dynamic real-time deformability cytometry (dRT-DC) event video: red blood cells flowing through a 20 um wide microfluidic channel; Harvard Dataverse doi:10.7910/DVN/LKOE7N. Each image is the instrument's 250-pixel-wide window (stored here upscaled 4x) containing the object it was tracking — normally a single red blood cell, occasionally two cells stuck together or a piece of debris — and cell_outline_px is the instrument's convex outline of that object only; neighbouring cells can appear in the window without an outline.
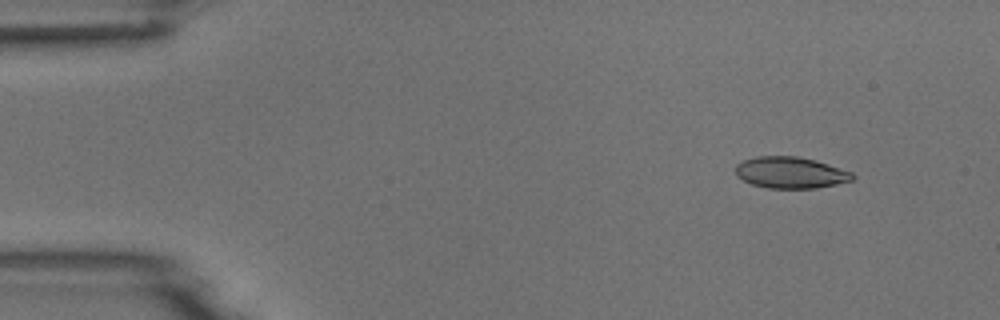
{"species": "common noctule bat (a hibernating species)", "species_latin": "Nyctalus noctula", "temperature_condition": "room temperature", "stored_images_in_passage": 5, "camera_frame_rate_fps": 3000, "um_per_image_px": 0.085, "animal": {"sex": "male", "body_mass_g": 18.8}, "frame": {"image": 1, "passage_image": 2, "time_ms": 1.333, "image_size_px": [1000, 320], "cell_outline_px": [[856, 176], [852, 180], [836, 184], [816, 188], [768, 188], [752, 184], [736, 176], [736, 164], [744, 160], [756, 156], [796, 156], [816, 160], [852, 172]], "centroid_in_image_um": [67.2, 14.67], "position_along_channel_um": 17.8, "area_um2": 21.39}}
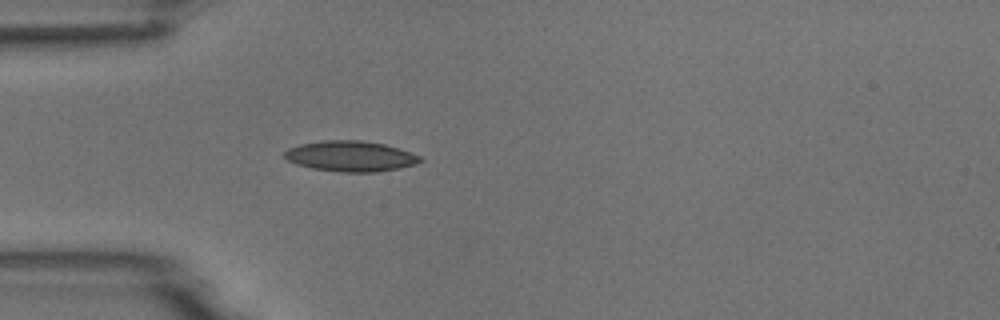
{"frame": {"image": 2, "passage_image": 5, "time_ms": 4.667, "image_size_px": [1000, 320], "cell_outline_px": [[424, 160], [416, 164], [376, 172], [340, 172], [312, 168], [296, 164], [288, 160], [284, 156], [284, 152], [288, 148], [300, 144], [324, 140], [360, 140], [384, 144], [420, 156]], "centroid_in_image_um": [29.76, 13.27], "position_along_channel_um": 55.2, "area_um2": 23.93}}